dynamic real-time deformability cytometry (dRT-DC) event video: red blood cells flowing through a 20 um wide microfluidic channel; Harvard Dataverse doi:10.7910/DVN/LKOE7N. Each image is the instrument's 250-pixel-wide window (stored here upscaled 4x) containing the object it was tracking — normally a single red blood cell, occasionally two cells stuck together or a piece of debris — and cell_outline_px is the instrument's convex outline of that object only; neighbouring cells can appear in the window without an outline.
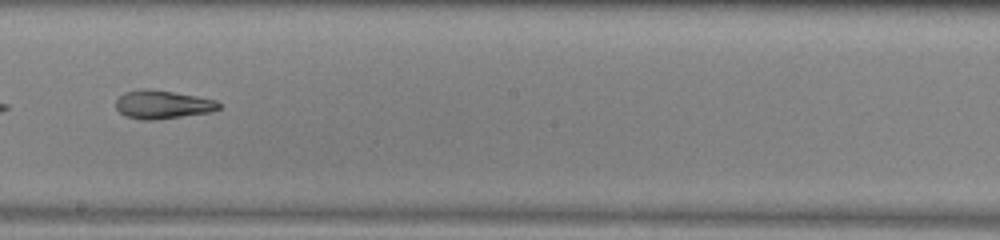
{"species": "common noctule bat (a hibernating species)", "species_latin": "Nyctalus noctula", "temperature_condition": "warm", "stored_images_in_passage": 50, "camera_frame_rate_fps": 3000, "um_per_image_px": 0.085, "animal": {"sex": "male", "body_mass_g": 13.0, "forearm_length_mm": 53.1}, "frame": {"image": 1, "passage_image": 29, "time_ms": 9.333, "image_size_px": [1000, 240], "cell_outline_px": [[220, 108], [212, 112], [152, 120], [140, 120], [124, 116], [116, 108], [116, 100], [124, 92], [144, 88], [172, 92], [196, 96], [216, 100], [220, 104]], "centroid_in_image_um": [13.8, 8.89], "position_along_channel_um": 234.4, "area_um2": 16.99}, "authors_computed_cell_mechanics": {"area_um2": 20.7791, "velocity_mm_per_s": 3.9587, "shape_relaxation_time_tau1_ms": null, "shape_relaxation_time_tau2_ms": 4.4222, "deformation_change_tau1": null, "deformation_change_tau2": 0.1454}}